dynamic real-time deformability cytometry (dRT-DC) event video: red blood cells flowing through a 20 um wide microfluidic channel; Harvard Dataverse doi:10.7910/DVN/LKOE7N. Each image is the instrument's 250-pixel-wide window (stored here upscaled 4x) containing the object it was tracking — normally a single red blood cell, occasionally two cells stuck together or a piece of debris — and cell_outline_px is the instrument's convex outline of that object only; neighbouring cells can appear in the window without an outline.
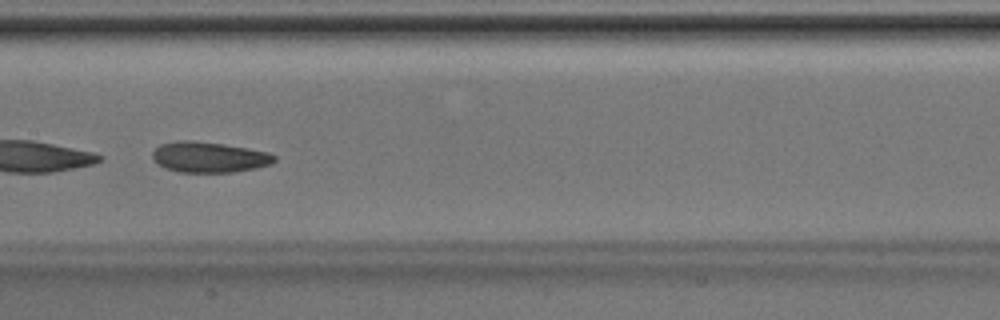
{"species": "Egyptian fruit bat (a non-hibernating species)", "species_latin": "Rousettus aegyptiacus", "temperature_condition": "room temperature", "stored_images_in_passage": 35, "camera_frame_rate_fps": 3000, "um_per_image_px": 0.085, "animal": {"sex": "male"}, "frame": {"image": 1, "passage_image": 16, "time_ms": 5.0, "image_size_px": [1000, 320], "cell_outline_px": [[276, 160], [272, 164], [256, 168], [232, 172], [176, 172], [164, 168], [156, 164], [152, 160], [152, 152], [160, 144], [176, 140], [192, 140], [224, 144], [248, 148], [268, 152], [276, 156]], "centroid_in_image_um": [17.74, 13.35], "position_along_channel_um": 189.7, "area_um2": 22.08}}